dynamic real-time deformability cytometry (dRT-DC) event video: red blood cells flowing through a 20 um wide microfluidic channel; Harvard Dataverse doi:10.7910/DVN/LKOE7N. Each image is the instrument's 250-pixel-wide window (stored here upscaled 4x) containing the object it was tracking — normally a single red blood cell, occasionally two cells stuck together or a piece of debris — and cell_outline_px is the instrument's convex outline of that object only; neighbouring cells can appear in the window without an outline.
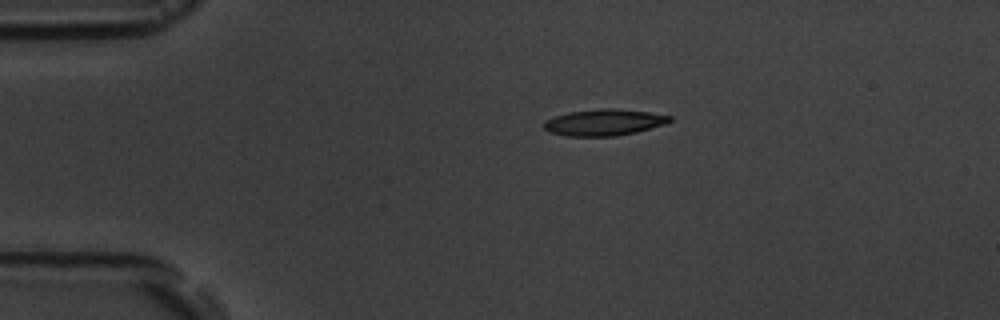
{"species": "common noctule bat (a hibernating species)", "species_latin": "Nyctalus noctula", "temperature_condition": "room temperature", "stored_images_in_passage": 7, "camera_frame_rate_fps": 3000, "um_per_image_px": 0.085, "animal": {"sex": "male", "body_mass_g": 19.5, "forearm_length_mm": 54.6}, "frame": {"image": 1, "passage_image": 1, "time_ms": 0.0, "image_size_px": [1000, 320], "cell_outline_px": [[672, 120], [668, 124], [636, 132], [616, 136], [564, 136], [548, 132], [544, 128], [544, 120], [568, 112], [600, 108], [616, 108], [648, 112], [672, 116]], "centroid_in_image_um": [51.36, 10.4], "position_along_channel_um": 33.6, "area_um2": 19.59}}
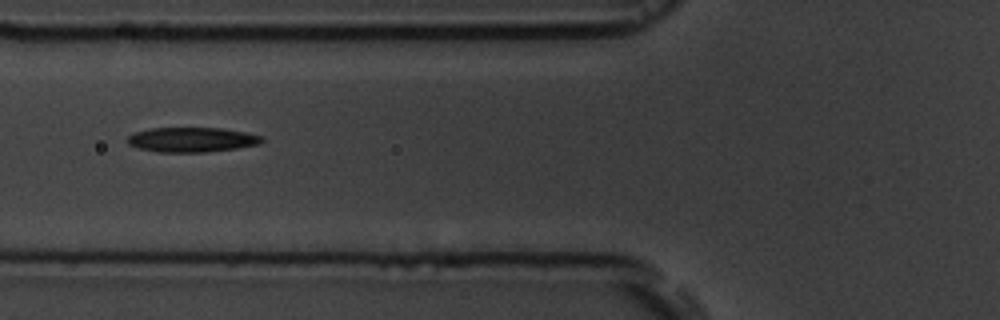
{"frame": {"image": 2, "passage_image": 4, "time_ms": 3.333, "image_size_px": [1000, 320], "cell_outline_px": [[264, 140], [260, 144], [236, 148], [204, 152], [156, 152], [136, 148], [128, 144], [128, 136], [136, 132], [148, 128], [220, 128], [244, 132], [264, 136]], "centroid_in_image_um": [16.29, 11.87], "position_along_channel_um": 109.5, "area_um2": 19.42}}
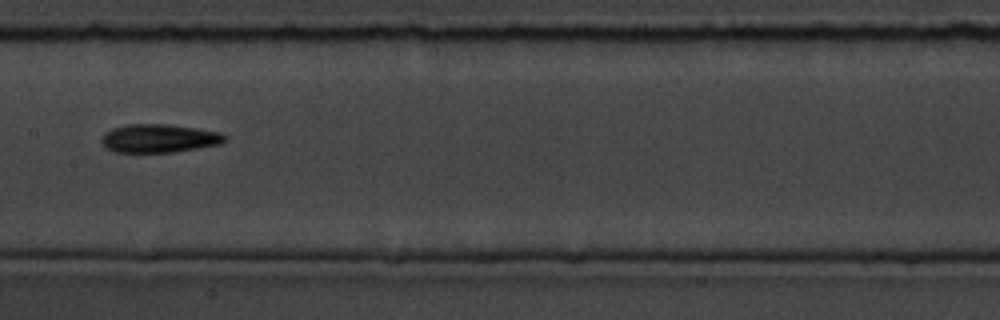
{"frame": {"image": 3, "passage_image": 6, "time_ms": 5.667, "image_size_px": [1000, 320], "cell_outline_px": [[228, 140], [220, 144], [172, 152], [112, 152], [100, 140], [104, 132], [112, 128], [128, 124], [168, 124], [196, 128], [220, 132], [228, 136]], "centroid_in_image_um": [13.53, 11.75], "position_along_channel_um": 193.9, "area_um2": 20.46}}